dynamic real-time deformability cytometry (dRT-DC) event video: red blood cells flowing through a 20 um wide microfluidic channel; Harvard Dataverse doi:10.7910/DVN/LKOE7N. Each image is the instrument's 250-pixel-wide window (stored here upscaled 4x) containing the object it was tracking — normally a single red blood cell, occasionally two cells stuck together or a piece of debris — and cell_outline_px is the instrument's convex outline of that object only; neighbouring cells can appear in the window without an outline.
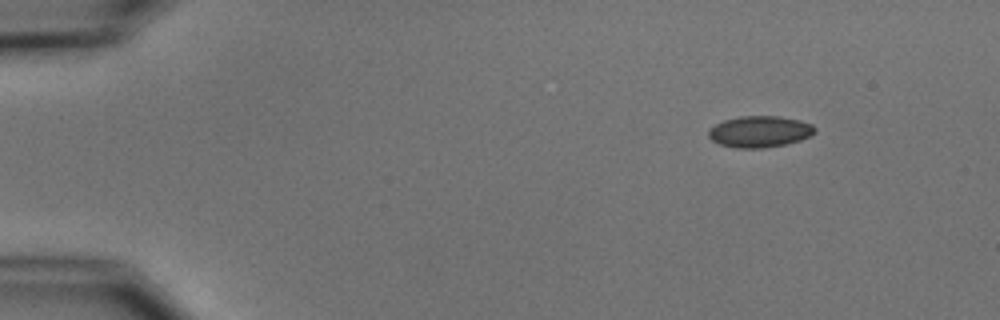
{"species": "common noctule bat (a hibernating species)", "species_latin": "Nyctalus noctula", "temperature_condition": "cold", "stored_images_in_passage": 4, "camera_frame_rate_fps": 3000, "um_per_image_px": 0.085, "animal": {"sex": "male", "body_mass_g": 15.6}, "frame": {"image": 1, "passage_image": 1, "time_ms": 0.0, "image_size_px": [1000, 320], "cell_outline_px": [[816, 132], [800, 140], [784, 144], [764, 148], [736, 148], [720, 144], [712, 140], [708, 136], [708, 132], [716, 124], [724, 120], [740, 116], [780, 116], [800, 120], [812, 124], [816, 128]], "centroid_in_image_um": [64.59, 11.18], "position_along_channel_um": 20.4, "area_um2": 19.36}}
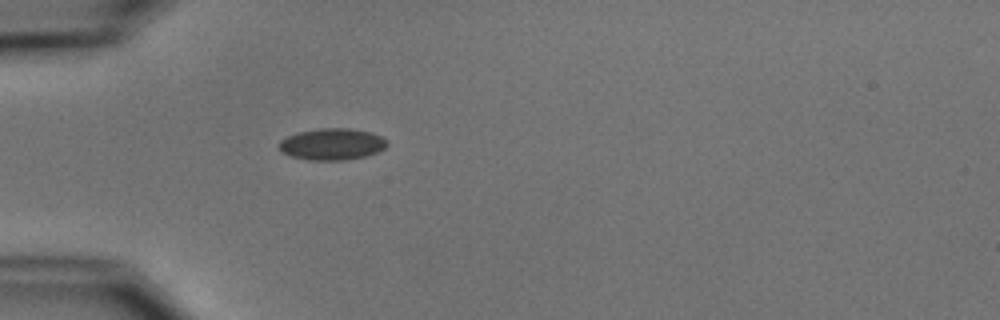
{"frame": {"image": 2, "passage_image": 4, "time_ms": 3.333, "image_size_px": [1000, 320], "cell_outline_px": [[388, 144], [384, 148], [376, 152], [364, 156], [344, 160], [308, 160], [292, 156], [280, 152], [280, 140], [296, 132], [320, 128], [348, 128], [372, 132], [388, 140]], "centroid_in_image_um": [28.22, 12.24], "position_along_channel_um": 56.8, "area_um2": 19.88}}